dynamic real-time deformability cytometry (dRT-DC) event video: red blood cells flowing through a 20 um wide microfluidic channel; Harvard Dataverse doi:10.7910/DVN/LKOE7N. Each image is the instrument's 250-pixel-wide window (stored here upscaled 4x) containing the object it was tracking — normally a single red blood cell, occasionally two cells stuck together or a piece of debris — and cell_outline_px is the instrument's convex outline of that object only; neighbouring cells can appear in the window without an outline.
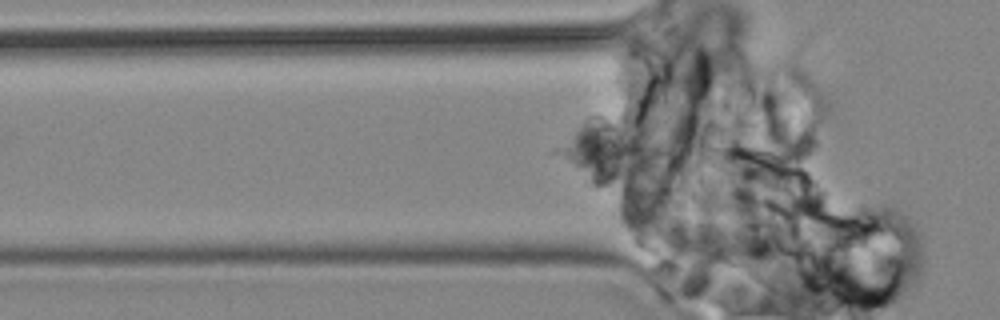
{"species": "common noctule bat (a hibernating species)", "species_latin": "Nyctalus noctula", "temperature_condition": "cold", "stored_images_in_passage": 6, "camera_frame_rate_fps": 3000, "um_per_image_px": 0.085, "animal": {"sex": "male", "body_mass_g": 19.2, "forearm_length_mm": 51.8}, "frame": {"image": 1, "passage_image": 4, "time_ms": 3.333, "image_size_px": [1000, 320], "cell_outline_px": [[644, 160], [612, 184], [608, 184], [580, 172], [568, 160], [568, 144], [576, 128], [580, 124], [600, 116], [604, 116], [640, 144], [644, 148]], "centroid_in_image_um": [51.32, 12.79], "position_along_channel_um": 74.5, "area_um2": 25.26}}
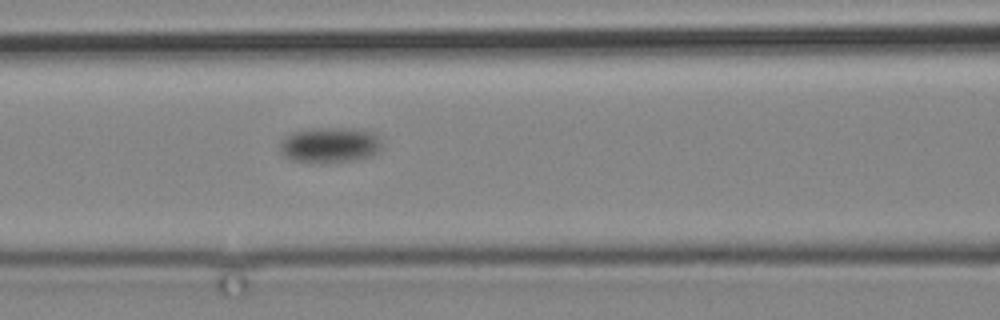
{"frame": {"image": 2, "passage_image": 6, "time_ms": 6.667, "image_size_px": [1000, 320], "cell_outline_px": [[380, 152], [372, 156], [356, 160], [324, 164], [308, 164], [292, 160], [284, 156], [280, 152], [280, 140], [284, 136], [292, 132], [312, 128], [348, 128], [376, 132], [380, 140]], "centroid_in_image_um": [28.01, 12.35], "position_along_channel_um": 138.6, "area_um2": 21.85}}